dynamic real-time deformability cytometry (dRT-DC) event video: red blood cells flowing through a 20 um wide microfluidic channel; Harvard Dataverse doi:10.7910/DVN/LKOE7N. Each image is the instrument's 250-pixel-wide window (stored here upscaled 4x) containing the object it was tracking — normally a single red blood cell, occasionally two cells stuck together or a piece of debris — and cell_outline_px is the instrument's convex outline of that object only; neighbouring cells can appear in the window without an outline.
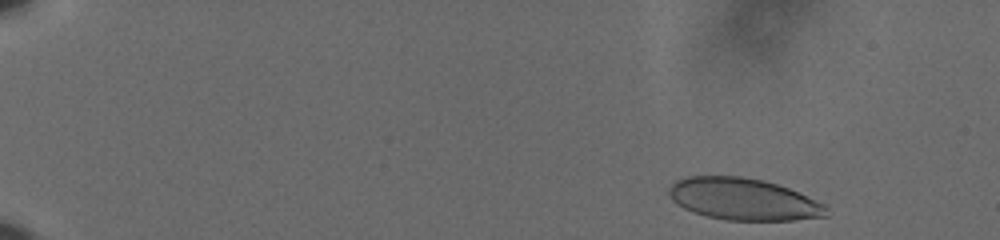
{"species": "human", "species_latin": "Homo sapiens", "temperature_condition": "cold", "stored_images_in_passage": 55, "camera_frame_rate_fps": 3000, "um_per_image_px": 0.085, "donor": {"sex": "male"}, "frame": {"image": 1, "passage_image": 3, "time_ms": 0.667, "image_size_px": [1000, 240], "cell_outline_px": [[828, 216], [792, 220], [724, 220], [692, 212], [676, 204], [672, 200], [668, 192], [668, 188], [676, 180], [688, 176], [740, 176], [764, 180], [788, 188], [824, 204], [828, 208]], "centroid_in_image_um": [63.16, 16.93], "position_along_channel_um": 21.8, "area_um2": 38.38}}
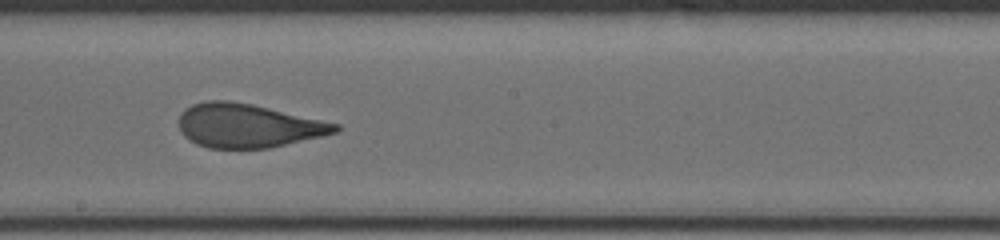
{"frame": {"image": 2, "passage_image": 32, "time_ms": 10.333, "image_size_px": [1000, 240], "cell_outline_px": [[340, 128], [336, 132], [320, 136], [268, 148], [208, 148], [196, 144], [188, 140], [180, 132], [180, 116], [184, 108], [192, 104], [208, 100], [228, 100], [252, 104], [340, 124]], "centroid_in_image_um": [21.03, 10.68], "position_along_channel_um": 227.2, "area_um2": 39.71}}
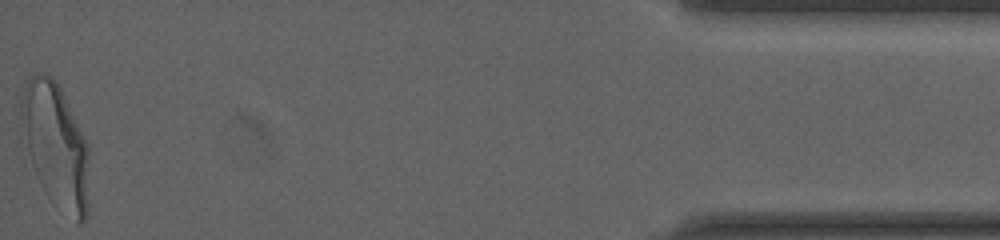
{"frame": {"image": 3, "passage_image": 55, "time_ms": 18.0, "image_size_px": [1000, 240], "cell_outline_px": [[88, 216], [80, 224], [76, 224], [44, 192], [36, 176], [32, 164], [20, 116], [20, 100], [24, 88], [28, 80], [36, 72], [44, 72], [52, 76], [56, 80], [88, 144]], "centroid_in_image_um": [4.75, 12.37], "position_along_channel_um": 430.4, "area_um2": 48.84}, "authors_computed_cell_mechanics": {"area_um2": 40.3444, "velocity_mm_per_s": 3.627, "shape_relaxation_time_tau1_ms": 5.6231, "shape_relaxation_time_tau2_ms": 0.8372, "deformation_change_tau1": 0.1803, "deformation_change_tau2": 0.068}}